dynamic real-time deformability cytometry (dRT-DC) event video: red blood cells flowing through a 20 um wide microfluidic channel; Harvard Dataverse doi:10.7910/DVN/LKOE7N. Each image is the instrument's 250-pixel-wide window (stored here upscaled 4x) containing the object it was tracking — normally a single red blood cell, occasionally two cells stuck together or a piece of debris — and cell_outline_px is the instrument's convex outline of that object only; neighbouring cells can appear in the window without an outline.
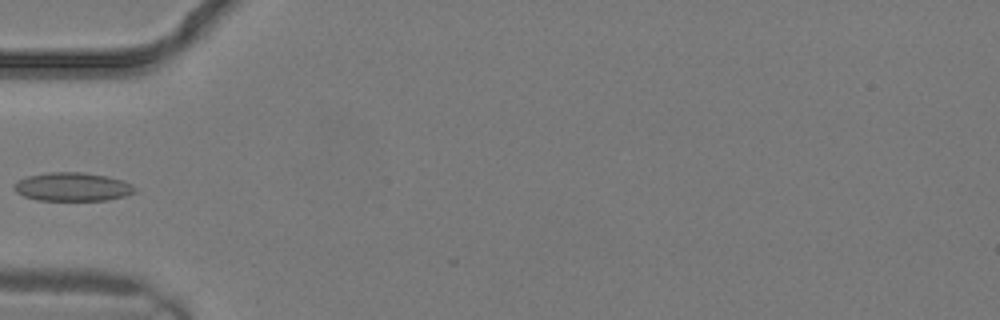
{"species": "common noctule bat (a hibernating species)", "species_latin": "Nyctalus noctula", "temperature_condition": "warm", "stored_images_in_passage": 14, "camera_frame_rate_fps": 3000, "um_per_image_px": 0.085, "animal": {"sex": "male", "body_mass_g": 19.2, "forearm_length_mm": 51.8}, "frame": {"image": 1, "passage_image": 10, "time_ms": 3.0, "image_size_px": [1000, 320], "cell_outline_px": [[136, 192], [124, 196], [108, 200], [36, 200], [24, 196], [16, 192], [12, 184], [28, 176], [48, 172], [80, 172], [108, 176], [124, 180], [132, 184], [136, 188]], "centroid_in_image_um": [6.18, 15.88], "position_along_channel_um": 78.8, "area_um2": 20.17}}
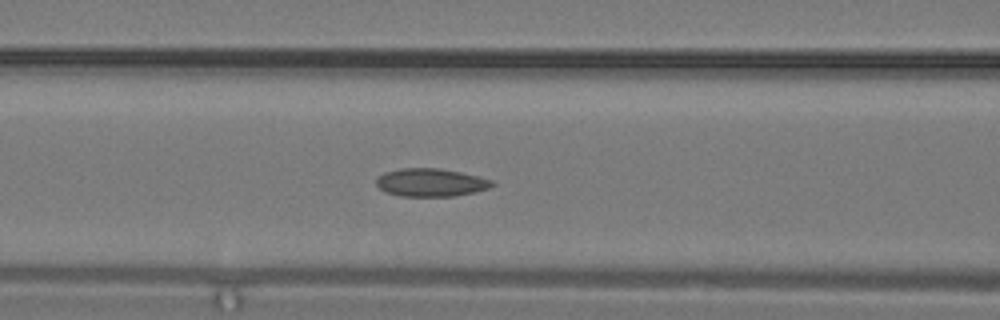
{"frame": {"image": 2, "passage_image": 12, "time_ms": 3.667, "image_size_px": [1000, 320], "cell_outline_px": [[496, 184], [488, 188], [472, 192], [452, 196], [400, 196], [384, 192], [376, 184], [376, 180], [384, 172], [400, 168], [440, 168], [460, 172], [492, 180]], "centroid_in_image_um": [36.58, 15.51], "position_along_channel_um": 130.0, "area_um2": 18.79}}
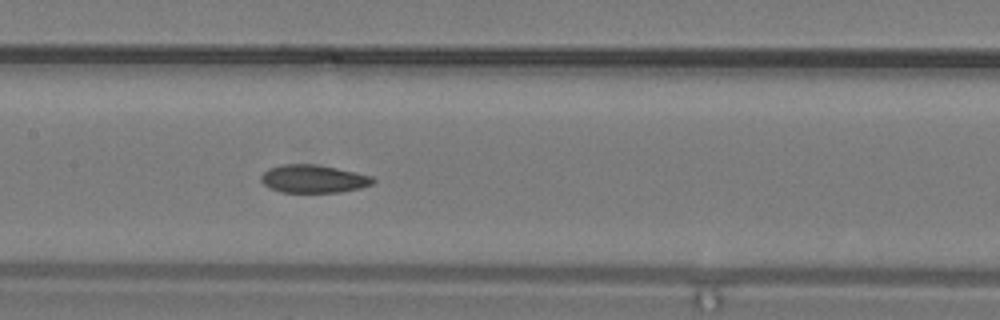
{"frame": {"image": 3, "passage_image": 14, "time_ms": 4.333, "image_size_px": [1000, 320], "cell_outline_px": [[376, 180], [372, 184], [360, 188], [340, 192], [280, 192], [268, 188], [260, 180], [260, 176], [268, 168], [280, 164], [316, 164], [336, 168], [372, 176]], "centroid_in_image_um": [26.6, 15.2], "position_along_channel_um": 180.8, "area_um2": 18.32}}